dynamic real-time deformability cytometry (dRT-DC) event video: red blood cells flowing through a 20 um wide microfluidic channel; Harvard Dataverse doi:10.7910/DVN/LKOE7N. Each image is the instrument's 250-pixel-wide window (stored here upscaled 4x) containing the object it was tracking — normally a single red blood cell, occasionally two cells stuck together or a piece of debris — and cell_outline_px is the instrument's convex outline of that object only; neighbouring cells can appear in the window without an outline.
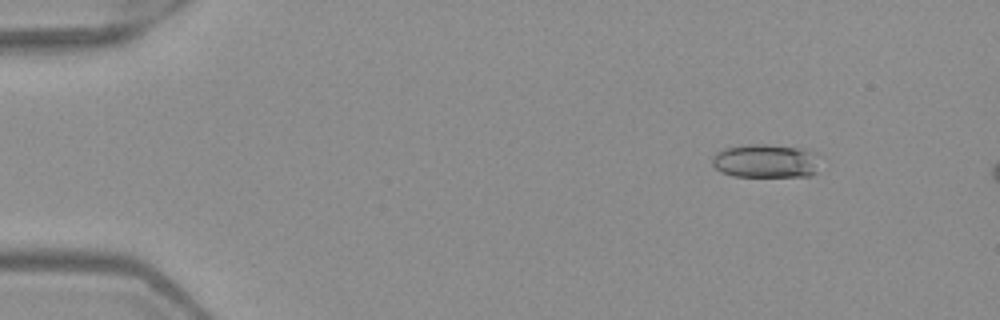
{"species": "Egyptian fruit bat (a non-hibernating species)", "species_latin": "Rousettus aegyptiacus", "temperature_condition": "warm", "stored_images_in_passage": 4, "camera_frame_rate_fps": 3000, "um_per_image_px": 0.085, "frame": {"image": 1, "passage_image": 2, "time_ms": 0.333, "image_size_px": [1000, 320], "cell_outline_px": [[816, 172], [812, 176], [732, 176], [720, 172], [712, 164], [712, 156], [716, 152], [724, 148], [748, 144], [764, 144], [808, 148], [816, 152]], "centroid_in_image_um": [65.07, 13.67], "position_along_channel_um": 19.9, "area_um2": 21.39}}